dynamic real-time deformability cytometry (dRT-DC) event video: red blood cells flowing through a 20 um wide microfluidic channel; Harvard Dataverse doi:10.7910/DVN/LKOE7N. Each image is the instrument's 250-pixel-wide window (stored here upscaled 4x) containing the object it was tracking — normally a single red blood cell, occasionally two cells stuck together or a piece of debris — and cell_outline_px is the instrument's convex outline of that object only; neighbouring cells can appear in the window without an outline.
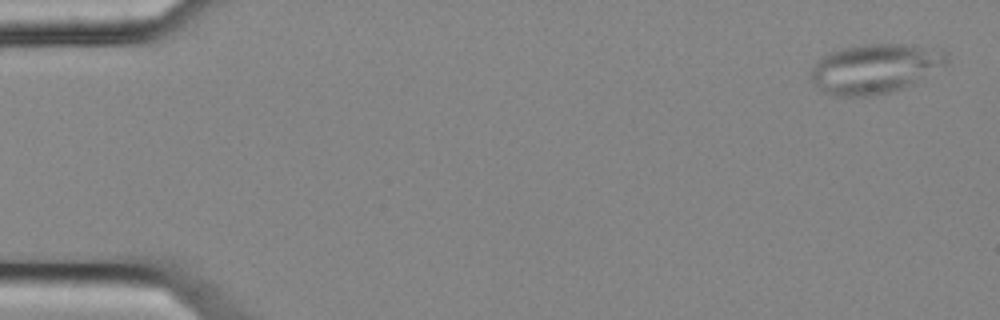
{"species": "common noctule bat (a hibernating species)", "species_latin": "Nyctalus noctula", "temperature_condition": "cold", "stored_images_in_passage": 5, "camera_frame_rate_fps": 3000, "um_per_image_px": 0.085, "animal": {"sex": "female", "body_mass_g": 25.1}, "frame": {"image": 1, "passage_image": 1, "time_ms": 0.0, "image_size_px": [1000, 320], "cell_outline_px": [[948, 64], [912, 84], [904, 88], [872, 96], [836, 96], [824, 92], [812, 80], [812, 68], [828, 52], [860, 44], [912, 44], [944, 48], [948, 52]], "centroid_in_image_um": [74.47, 5.8], "position_along_channel_um": 10.5, "area_um2": 39.42}}